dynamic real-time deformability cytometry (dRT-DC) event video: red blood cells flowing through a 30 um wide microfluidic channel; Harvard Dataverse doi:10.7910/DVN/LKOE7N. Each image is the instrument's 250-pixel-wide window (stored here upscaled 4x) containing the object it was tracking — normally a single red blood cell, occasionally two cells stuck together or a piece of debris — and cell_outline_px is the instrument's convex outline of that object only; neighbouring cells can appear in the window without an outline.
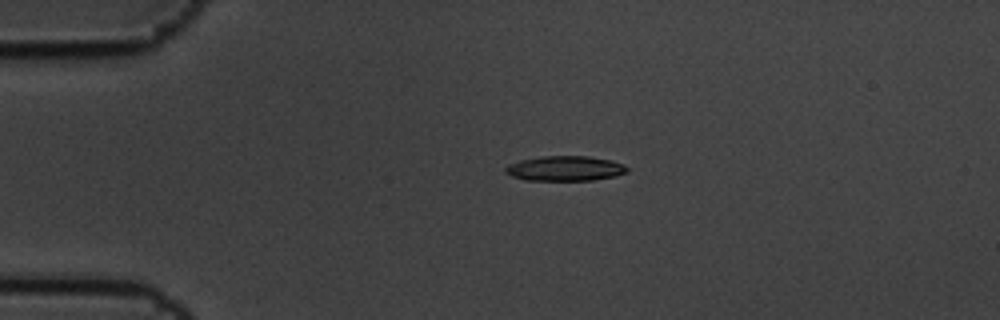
{"species": "common noctule bat (a hibernating species)", "species_latin": "Nyctalus noctula", "temperature_condition": "cold", "stored_images_in_passage": 3, "camera_frame_rate_fps": 3000, "um_per_image_px": 0.085, "animal": {"sex": "male", "body_mass_g": 19.5, "forearm_length_mm": 54.6}, "frame": {"image": 1, "passage_image": 2, "time_ms": 0.333, "image_size_px": [1000, 320], "cell_outline_px": [[628, 172], [616, 176], [592, 180], [524, 180], [512, 176], [504, 172], [504, 168], [508, 164], [520, 160], [544, 156], [588, 156], [612, 160], [624, 164], [628, 168]], "centroid_in_image_um": [48.04, 14.32], "position_along_channel_um": 37.0, "area_um2": 17.8}}